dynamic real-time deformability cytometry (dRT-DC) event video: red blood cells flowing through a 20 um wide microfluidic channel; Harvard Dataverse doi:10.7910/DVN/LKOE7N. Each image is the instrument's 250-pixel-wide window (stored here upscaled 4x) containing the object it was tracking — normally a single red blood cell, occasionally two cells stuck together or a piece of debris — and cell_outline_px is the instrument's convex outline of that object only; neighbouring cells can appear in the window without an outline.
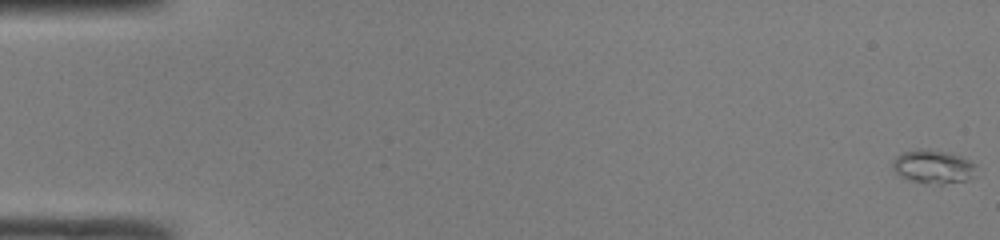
{"species": "common noctule bat (a hibernating species)", "species_latin": "Nyctalus noctula", "temperature_condition": "room temperature", "stored_images_in_passage": 49, "camera_frame_rate_fps": 3000, "um_per_image_px": 0.085, "animal": {"sex": "male", "body_mass_g": 19.0, "forearm_length_mm": 50.8}, "frame": {"image": 1, "passage_image": 1, "time_ms": 0.0, "image_size_px": [1000, 240], "cell_outline_px": [[976, 176], [968, 180], [944, 184], [924, 184], [908, 180], [900, 176], [892, 168], [892, 160], [896, 156], [904, 152], [920, 148], [928, 148], [948, 152], [960, 156], [976, 164]], "centroid_in_image_um": [79.33, 14.18], "position_along_channel_um": 5.7, "area_um2": 16.82}}
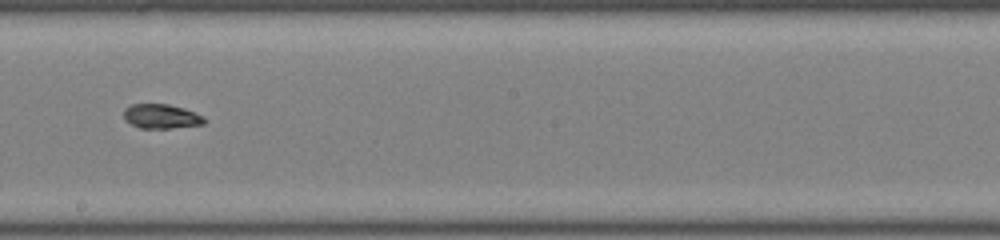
{"frame": {"image": 2, "passage_image": 29, "time_ms": 9.333, "image_size_px": [1000, 240], "cell_outline_px": [[204, 124], [168, 128], [140, 128], [124, 120], [124, 108], [132, 104], [168, 104], [184, 108], [204, 116]], "centroid_in_image_um": [13.68, 9.88], "position_along_channel_um": 234.5, "area_um2": 11.39}}
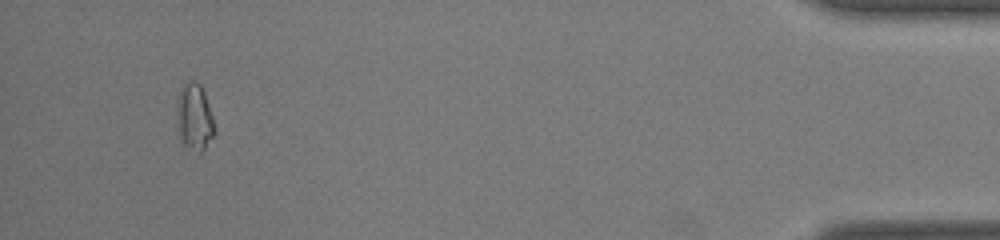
{"frame": {"image": 3, "passage_image": 47, "time_ms": 15.333, "image_size_px": [1000, 240], "cell_outline_px": [[216, 132], [204, 148], [200, 152], [184, 144], [180, 136], [176, 104], [180, 88], [188, 80], [196, 80], [200, 84], [204, 92], [216, 128]], "centroid_in_image_um": [16.54, 9.89], "position_along_channel_um": 418.7, "area_um2": 14.39}, "authors_computed_cell_mechanics": {"area_um2": 12.5426, "velocity_mm_per_s": 4.2453, "shape_relaxation_time_tau1_ms": 7.5042, "shape_relaxation_time_tau2_ms": null, "deformation_change_tau1": 0.2513, "deformation_change_tau2": null}}